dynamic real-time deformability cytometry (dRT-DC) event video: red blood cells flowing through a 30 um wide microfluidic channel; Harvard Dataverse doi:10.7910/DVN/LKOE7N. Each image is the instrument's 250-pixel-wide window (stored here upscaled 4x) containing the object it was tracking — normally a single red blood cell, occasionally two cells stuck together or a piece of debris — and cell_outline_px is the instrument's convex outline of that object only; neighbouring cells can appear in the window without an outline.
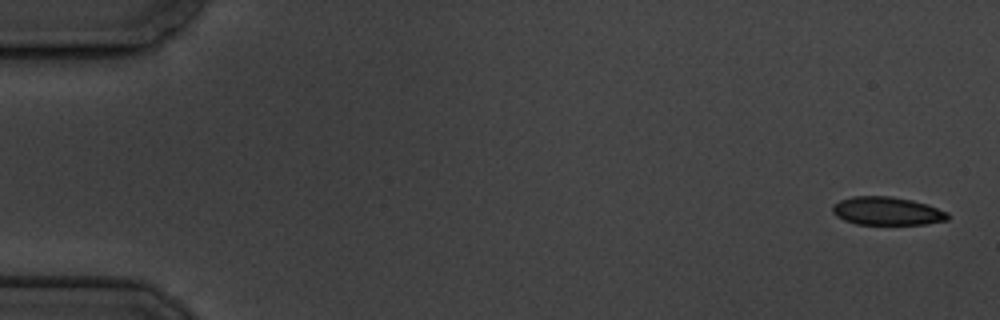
{"species": "common noctule bat (a hibernating species)", "species_latin": "Nyctalus noctula", "temperature_condition": "cold", "stored_images_in_passage": 6, "camera_frame_rate_fps": 3000, "um_per_image_px": 0.085, "animal": {"sex": "male", "body_mass_g": 19.5, "forearm_length_mm": 54.6}, "frame": {"image": 1, "passage_image": 1, "time_ms": 0.0, "image_size_px": [1000, 320], "cell_outline_px": [[948, 220], [928, 224], [856, 224], [844, 220], [836, 216], [832, 212], [832, 204], [840, 200], [852, 196], [892, 196], [912, 200], [928, 204], [948, 212]], "centroid_in_image_um": [75.39, 17.93], "position_along_channel_um": 9.6, "area_um2": 19.13}}
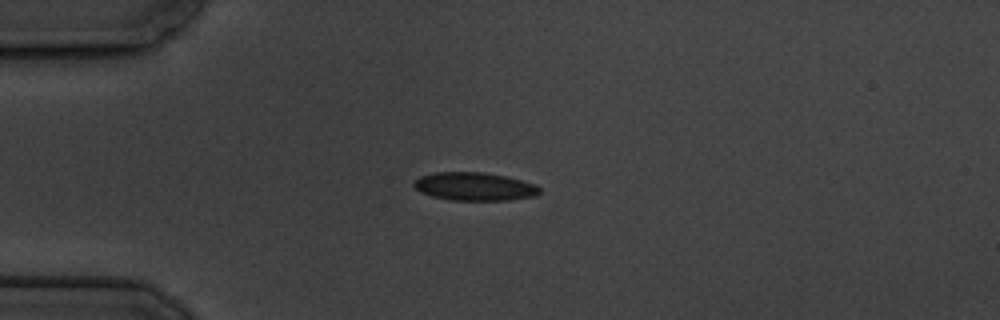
{"frame": {"image": 2, "passage_image": 4, "time_ms": 4.333, "image_size_px": [1000, 320], "cell_outline_px": [[540, 192], [536, 196], [512, 200], [452, 200], [432, 196], [420, 192], [412, 184], [420, 176], [436, 172], [484, 172], [508, 176], [536, 184], [540, 188]], "centroid_in_image_um": [40.37, 15.85], "position_along_channel_um": 44.6, "area_um2": 20.81}}